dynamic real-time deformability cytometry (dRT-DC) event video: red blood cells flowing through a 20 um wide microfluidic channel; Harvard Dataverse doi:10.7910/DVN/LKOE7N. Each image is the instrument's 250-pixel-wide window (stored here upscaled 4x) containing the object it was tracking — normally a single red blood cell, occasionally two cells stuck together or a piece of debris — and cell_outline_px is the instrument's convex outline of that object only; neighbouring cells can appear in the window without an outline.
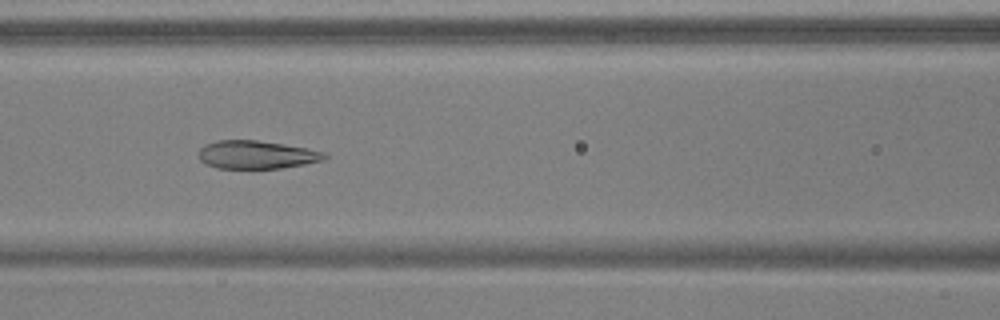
{"species": "common noctule bat (a hibernating species)", "species_latin": "Nyctalus noctula", "temperature_condition": "warm", "stored_images_in_passage": 39, "camera_frame_rate_fps": 3000, "um_per_image_px": 0.085, "animal": {"sex": "male", "body_mass_g": 17.9, "forearm_length_mm": 54.2}, "frame": {"image": 1, "passage_image": 9, "time_ms": 2.667, "image_size_px": [1000, 320], "cell_outline_px": [[328, 156], [320, 160], [304, 164], [280, 168], [216, 168], [200, 160], [200, 148], [204, 144], [216, 140], [256, 140], [308, 148], [324, 152]], "centroid_in_image_um": [21.78, 13.14], "position_along_channel_um": 144.8, "area_um2": 20.4}}
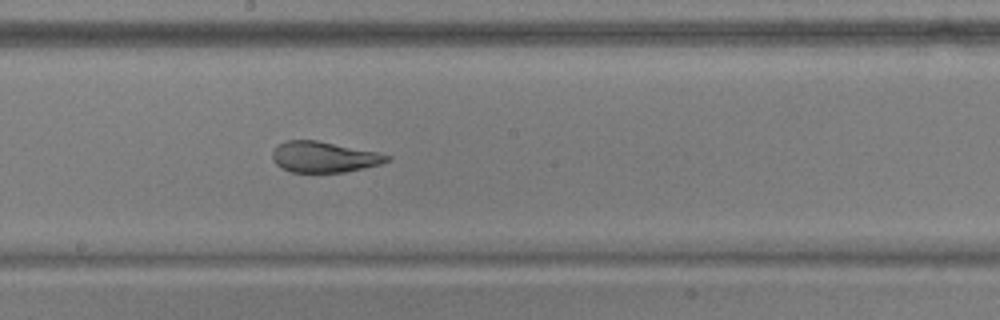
{"frame": {"image": 2, "passage_image": 15, "time_ms": 4.667, "image_size_px": [1000, 320], "cell_outline_px": [[392, 160], [380, 164], [344, 172], [292, 172], [280, 168], [272, 160], [272, 152], [280, 144], [288, 140], [316, 140], [380, 152], [392, 156]], "centroid_in_image_um": [27.57, 13.34], "position_along_channel_um": 220.6, "area_um2": 20.63}}
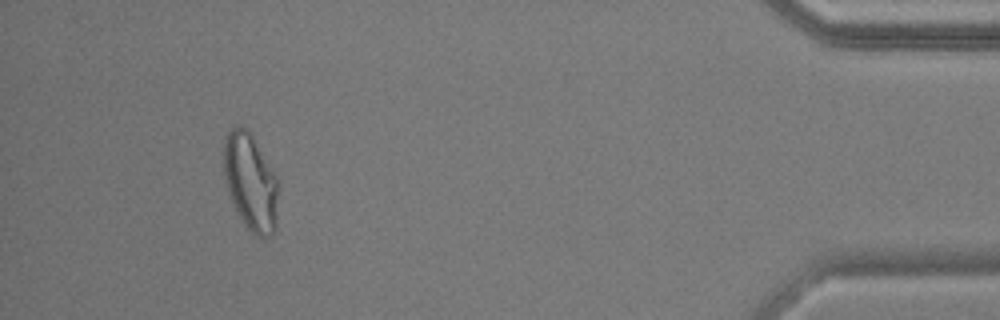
{"frame": {"image": 3, "passage_image": 35, "time_ms": 11.333, "image_size_px": [1000, 320], "cell_outline_px": [[280, 184], [276, 232], [272, 236], [264, 240], [256, 236], [244, 224], [236, 212], [228, 192], [224, 172], [224, 144], [228, 132], [236, 124], [240, 124], [248, 128], [272, 168]], "centroid_in_image_um": [21.35, 15.52], "position_along_channel_um": 413.9, "area_um2": 31.67}, "authors_computed_cell_mechanics": {"area_um2": 23.12, "velocity_mm_per_s": 3.8006, "shape_relaxation_time_tau1_ms": 9.0571, "shape_relaxation_time_tau2_ms": 1.2667, "deformation_change_tau1": 0.2393, "deformation_change_tau2": 0.0684}}